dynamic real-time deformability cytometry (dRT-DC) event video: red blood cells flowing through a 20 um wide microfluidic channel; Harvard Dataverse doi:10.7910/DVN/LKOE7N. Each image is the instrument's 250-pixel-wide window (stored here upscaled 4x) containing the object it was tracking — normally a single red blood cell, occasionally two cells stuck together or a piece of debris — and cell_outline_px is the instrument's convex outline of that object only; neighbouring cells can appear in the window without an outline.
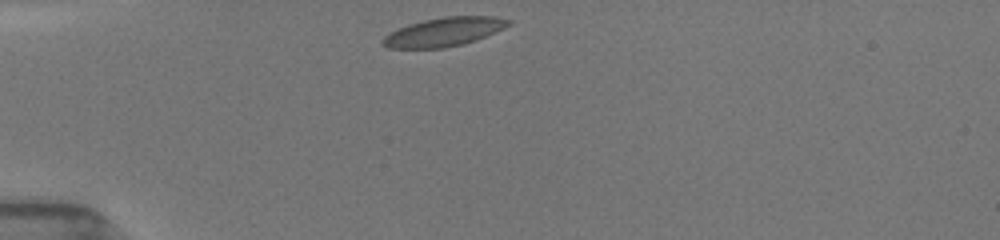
{"species": "common noctule bat (a hibernating species)", "species_latin": "Nyctalus noctula", "temperature_condition": "room temperature", "stored_images_in_passage": 18, "camera_frame_rate_fps": 3000, "um_per_image_px": 0.085, "animal": {"sex": "female", "body_mass_g": 19.5, "forearm_length_mm": 54.1}, "frame": {"image": 1, "passage_image": 1, "time_ms": 0.0, "image_size_px": [1000, 240], "cell_outline_px": [[512, 24], [496, 32], [476, 40], [464, 44], [444, 48], [388, 48], [380, 44], [380, 40], [384, 36], [408, 24], [424, 20], [444, 16], [492, 16], [512, 20]], "centroid_in_image_um": [37.75, 2.71], "position_along_channel_um": 47.3, "area_um2": 21.21}}
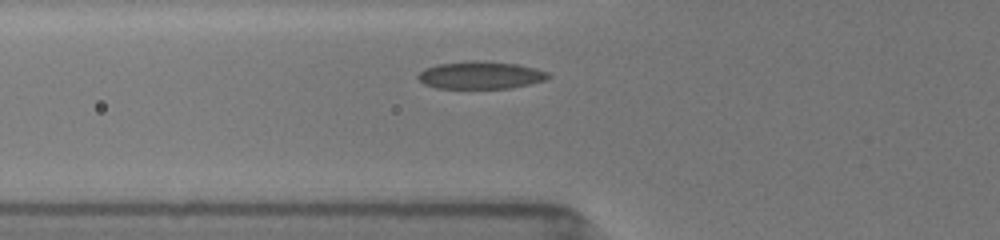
{"frame": {"image": 2, "passage_image": 12, "time_ms": 1.667, "image_size_px": [1000, 240], "cell_outline_px": [[552, 76], [544, 80], [532, 84], [508, 88], [436, 88], [424, 84], [416, 76], [424, 68], [436, 64], [476, 60], [484, 60], [516, 64], [536, 68], [548, 72]], "centroid_in_image_um": [40.85, 6.38], "position_along_channel_um": 84.9, "area_um2": 21.04}}